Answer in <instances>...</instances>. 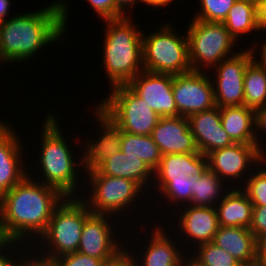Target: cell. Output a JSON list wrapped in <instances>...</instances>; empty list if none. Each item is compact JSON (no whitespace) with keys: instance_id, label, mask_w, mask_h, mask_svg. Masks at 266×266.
Here are the masks:
<instances>
[{"instance_id":"6da1fadb","label":"cell","mask_w":266,"mask_h":266,"mask_svg":"<svg viewBox=\"0 0 266 266\" xmlns=\"http://www.w3.org/2000/svg\"><path fill=\"white\" fill-rule=\"evenodd\" d=\"M65 198L59 190L27 175L0 197V239L21 242L25 250L31 247Z\"/></svg>"},{"instance_id":"7a4b0ae2","label":"cell","mask_w":266,"mask_h":266,"mask_svg":"<svg viewBox=\"0 0 266 266\" xmlns=\"http://www.w3.org/2000/svg\"><path fill=\"white\" fill-rule=\"evenodd\" d=\"M65 0L0 22V63H21L42 47L64 38L68 14Z\"/></svg>"},{"instance_id":"3957f363","label":"cell","mask_w":266,"mask_h":266,"mask_svg":"<svg viewBox=\"0 0 266 266\" xmlns=\"http://www.w3.org/2000/svg\"><path fill=\"white\" fill-rule=\"evenodd\" d=\"M59 126V120L55 114L47 115L40 132L42 142L41 148H39V161L37 160L39 162L37 165L41 169L38 174L40 173L39 177L40 175L42 177L40 180L36 176L33 178L31 174L28 175L36 181L39 180V182L59 190L65 197H81L84 193H78L79 188L77 187L80 185L78 181H81L80 178H82V176L79 177V174L84 172V169H81L83 168L82 157L78 158L79 161L74 159L76 152L74 153L71 149Z\"/></svg>"},{"instance_id":"277c9868","label":"cell","mask_w":266,"mask_h":266,"mask_svg":"<svg viewBox=\"0 0 266 266\" xmlns=\"http://www.w3.org/2000/svg\"><path fill=\"white\" fill-rule=\"evenodd\" d=\"M131 16L107 19L103 44V63L110 87L127 85L143 67V31Z\"/></svg>"},{"instance_id":"5b68a950","label":"cell","mask_w":266,"mask_h":266,"mask_svg":"<svg viewBox=\"0 0 266 266\" xmlns=\"http://www.w3.org/2000/svg\"><path fill=\"white\" fill-rule=\"evenodd\" d=\"M91 213L82 198L66 197L55 209L45 232L31 247L38 254L50 259L76 252L86 218ZM37 242L43 245H40L39 252V245H33Z\"/></svg>"},{"instance_id":"8992f818","label":"cell","mask_w":266,"mask_h":266,"mask_svg":"<svg viewBox=\"0 0 266 266\" xmlns=\"http://www.w3.org/2000/svg\"><path fill=\"white\" fill-rule=\"evenodd\" d=\"M167 23L142 38L143 67L152 73L179 75L190 71L187 34Z\"/></svg>"},{"instance_id":"52a82bcc","label":"cell","mask_w":266,"mask_h":266,"mask_svg":"<svg viewBox=\"0 0 266 266\" xmlns=\"http://www.w3.org/2000/svg\"><path fill=\"white\" fill-rule=\"evenodd\" d=\"M186 34L192 71L206 72L239 52H232L237 40L229 33L223 22L192 19Z\"/></svg>"},{"instance_id":"ba28073f","label":"cell","mask_w":266,"mask_h":266,"mask_svg":"<svg viewBox=\"0 0 266 266\" xmlns=\"http://www.w3.org/2000/svg\"><path fill=\"white\" fill-rule=\"evenodd\" d=\"M97 106L124 132L136 135H151L159 121V115L136 95L127 85L111 88Z\"/></svg>"},{"instance_id":"9c48e42d","label":"cell","mask_w":266,"mask_h":266,"mask_svg":"<svg viewBox=\"0 0 266 266\" xmlns=\"http://www.w3.org/2000/svg\"><path fill=\"white\" fill-rule=\"evenodd\" d=\"M87 176L89 183L86 187L89 185L90 195L88 192L89 197L82 195L80 198L94 214H107L117 217L120 215L118 212H126L129 208L131 210L133 203L138 201L135 200L137 197L141 199L142 195H147V191L145 192L134 180L107 175Z\"/></svg>"},{"instance_id":"30bf717a","label":"cell","mask_w":266,"mask_h":266,"mask_svg":"<svg viewBox=\"0 0 266 266\" xmlns=\"http://www.w3.org/2000/svg\"><path fill=\"white\" fill-rule=\"evenodd\" d=\"M243 48L235 55L222 60L214 68L215 104L219 108L244 105V74L248 64L255 58L258 47ZM255 55V56H254Z\"/></svg>"},{"instance_id":"8fae6325","label":"cell","mask_w":266,"mask_h":266,"mask_svg":"<svg viewBox=\"0 0 266 266\" xmlns=\"http://www.w3.org/2000/svg\"><path fill=\"white\" fill-rule=\"evenodd\" d=\"M206 157L208 169L216 173L224 183H227V181V184L232 182L231 184H234V188L237 184L233 182L237 180L238 184L241 182L244 185L249 174H251L252 170L256 169L254 165H260L266 158L259 151L257 144L240 143L216 149L208 153ZM243 176H245L244 179ZM240 177H242V180Z\"/></svg>"},{"instance_id":"7c38bea8","label":"cell","mask_w":266,"mask_h":266,"mask_svg":"<svg viewBox=\"0 0 266 266\" xmlns=\"http://www.w3.org/2000/svg\"><path fill=\"white\" fill-rule=\"evenodd\" d=\"M110 216V218H109ZM112 215L91 213L85 221L79 241L78 252L104 260L107 264L125 253V245L118 241ZM116 236V238H115Z\"/></svg>"},{"instance_id":"4fadbf2b","label":"cell","mask_w":266,"mask_h":266,"mask_svg":"<svg viewBox=\"0 0 266 266\" xmlns=\"http://www.w3.org/2000/svg\"><path fill=\"white\" fill-rule=\"evenodd\" d=\"M172 90L178 116L189 117L216 106L213 83L205 71L174 75Z\"/></svg>"},{"instance_id":"5bb4252c","label":"cell","mask_w":266,"mask_h":266,"mask_svg":"<svg viewBox=\"0 0 266 266\" xmlns=\"http://www.w3.org/2000/svg\"><path fill=\"white\" fill-rule=\"evenodd\" d=\"M172 74L141 71L127 86L159 117H177L178 111L173 97Z\"/></svg>"},{"instance_id":"9a60e30c","label":"cell","mask_w":266,"mask_h":266,"mask_svg":"<svg viewBox=\"0 0 266 266\" xmlns=\"http://www.w3.org/2000/svg\"><path fill=\"white\" fill-rule=\"evenodd\" d=\"M96 121L101 126L98 140L96 138L85 141L82 162L84 172L95 170L103 161L121 150L122 129L96 106ZM93 140V141H92Z\"/></svg>"},{"instance_id":"2e32d148","label":"cell","mask_w":266,"mask_h":266,"mask_svg":"<svg viewBox=\"0 0 266 266\" xmlns=\"http://www.w3.org/2000/svg\"><path fill=\"white\" fill-rule=\"evenodd\" d=\"M150 136L162 155L198 152L188 117H160Z\"/></svg>"},{"instance_id":"e0dca14e","label":"cell","mask_w":266,"mask_h":266,"mask_svg":"<svg viewBox=\"0 0 266 266\" xmlns=\"http://www.w3.org/2000/svg\"><path fill=\"white\" fill-rule=\"evenodd\" d=\"M17 133L9 124L0 132V197L30 173L21 160L23 145Z\"/></svg>"},{"instance_id":"ac0fdd59","label":"cell","mask_w":266,"mask_h":266,"mask_svg":"<svg viewBox=\"0 0 266 266\" xmlns=\"http://www.w3.org/2000/svg\"><path fill=\"white\" fill-rule=\"evenodd\" d=\"M158 225H154L156 228L153 226L152 231L154 232H151L150 240H147L149 243H147L145 251L141 250L144 253L141 252L140 256L139 254L136 256L135 252L132 253V249L125 248V252L134 266H181L186 253L183 250L181 252L177 246L178 243L173 241V236L168 235L169 232H165L164 226ZM137 257L139 258L137 259Z\"/></svg>"},{"instance_id":"d6986e66","label":"cell","mask_w":266,"mask_h":266,"mask_svg":"<svg viewBox=\"0 0 266 266\" xmlns=\"http://www.w3.org/2000/svg\"><path fill=\"white\" fill-rule=\"evenodd\" d=\"M189 125L198 151L208 153L234 144L221 124L220 108H214L188 117Z\"/></svg>"},{"instance_id":"ffe728a7","label":"cell","mask_w":266,"mask_h":266,"mask_svg":"<svg viewBox=\"0 0 266 266\" xmlns=\"http://www.w3.org/2000/svg\"><path fill=\"white\" fill-rule=\"evenodd\" d=\"M178 207L184 208H177L179 209L178 212H180V214L178 215L180 216L176 219L179 223H177L178 226L176 227H179V229H177L179 232H183L181 236L187 237L189 241H192L190 243V245H192H188L189 249H191L190 247L194 248L193 243L194 246L196 245L197 247L201 244L212 242L219 228L215 207L192 205ZM180 209H182V211H180Z\"/></svg>"},{"instance_id":"44dd1931","label":"cell","mask_w":266,"mask_h":266,"mask_svg":"<svg viewBox=\"0 0 266 266\" xmlns=\"http://www.w3.org/2000/svg\"><path fill=\"white\" fill-rule=\"evenodd\" d=\"M84 173H87L84 174V176L107 175L127 178L137 182L144 190H146L145 188H147L148 185H153L154 179V171L144 161L126 155L121 150L103 161L95 170H89Z\"/></svg>"},{"instance_id":"7402d4cb","label":"cell","mask_w":266,"mask_h":266,"mask_svg":"<svg viewBox=\"0 0 266 266\" xmlns=\"http://www.w3.org/2000/svg\"><path fill=\"white\" fill-rule=\"evenodd\" d=\"M208 169L206 155L181 153L162 155L159 166L154 170L155 181H173L201 176Z\"/></svg>"},{"instance_id":"603a6c76","label":"cell","mask_w":266,"mask_h":266,"mask_svg":"<svg viewBox=\"0 0 266 266\" xmlns=\"http://www.w3.org/2000/svg\"><path fill=\"white\" fill-rule=\"evenodd\" d=\"M212 242L242 265H255L257 239L249 228L219 226Z\"/></svg>"},{"instance_id":"cb8c5ba5","label":"cell","mask_w":266,"mask_h":266,"mask_svg":"<svg viewBox=\"0 0 266 266\" xmlns=\"http://www.w3.org/2000/svg\"><path fill=\"white\" fill-rule=\"evenodd\" d=\"M227 186L229 189L215 205L219 226L249 228L252 222V202L241 188H233L231 184Z\"/></svg>"},{"instance_id":"d4e9b609","label":"cell","mask_w":266,"mask_h":266,"mask_svg":"<svg viewBox=\"0 0 266 266\" xmlns=\"http://www.w3.org/2000/svg\"><path fill=\"white\" fill-rule=\"evenodd\" d=\"M221 124L234 143L257 144L255 110L244 105L220 108Z\"/></svg>"},{"instance_id":"484cf974","label":"cell","mask_w":266,"mask_h":266,"mask_svg":"<svg viewBox=\"0 0 266 266\" xmlns=\"http://www.w3.org/2000/svg\"><path fill=\"white\" fill-rule=\"evenodd\" d=\"M223 24L237 41L241 35L261 31L257 19V1L237 0Z\"/></svg>"},{"instance_id":"4316f807","label":"cell","mask_w":266,"mask_h":266,"mask_svg":"<svg viewBox=\"0 0 266 266\" xmlns=\"http://www.w3.org/2000/svg\"><path fill=\"white\" fill-rule=\"evenodd\" d=\"M226 185L216 173L209 169L201 176H193L192 200L190 205L215 207L227 192L228 188H226Z\"/></svg>"},{"instance_id":"83f0119b","label":"cell","mask_w":266,"mask_h":266,"mask_svg":"<svg viewBox=\"0 0 266 266\" xmlns=\"http://www.w3.org/2000/svg\"><path fill=\"white\" fill-rule=\"evenodd\" d=\"M266 105V68L255 57L244 74V106L257 110Z\"/></svg>"},{"instance_id":"f1b7e54d","label":"cell","mask_w":266,"mask_h":266,"mask_svg":"<svg viewBox=\"0 0 266 266\" xmlns=\"http://www.w3.org/2000/svg\"><path fill=\"white\" fill-rule=\"evenodd\" d=\"M121 151L144 161L153 171L159 166L162 154L150 135H136L127 132L121 136Z\"/></svg>"},{"instance_id":"f546056e","label":"cell","mask_w":266,"mask_h":266,"mask_svg":"<svg viewBox=\"0 0 266 266\" xmlns=\"http://www.w3.org/2000/svg\"><path fill=\"white\" fill-rule=\"evenodd\" d=\"M153 187L149 190L157 188L162 197L167 200L168 204L177 206V203L181 206L190 205L192 200V189H193V176L188 179H173V181H156L153 182ZM153 188V189H152ZM163 194V195H162ZM167 198V199H166ZM183 201V202H182ZM173 203V204H172Z\"/></svg>"},{"instance_id":"4dcf8cb0","label":"cell","mask_w":266,"mask_h":266,"mask_svg":"<svg viewBox=\"0 0 266 266\" xmlns=\"http://www.w3.org/2000/svg\"><path fill=\"white\" fill-rule=\"evenodd\" d=\"M196 251H195V250ZM190 256L202 266H241L228 252L224 251L213 242L194 247ZM195 252V253H194Z\"/></svg>"},{"instance_id":"1f68e13d","label":"cell","mask_w":266,"mask_h":266,"mask_svg":"<svg viewBox=\"0 0 266 266\" xmlns=\"http://www.w3.org/2000/svg\"><path fill=\"white\" fill-rule=\"evenodd\" d=\"M254 172L247 177L244 186L239 185L248 196L253 207L266 206V158L261 162ZM262 166V167H261ZM261 167V168H260Z\"/></svg>"},{"instance_id":"d6a6232c","label":"cell","mask_w":266,"mask_h":266,"mask_svg":"<svg viewBox=\"0 0 266 266\" xmlns=\"http://www.w3.org/2000/svg\"><path fill=\"white\" fill-rule=\"evenodd\" d=\"M200 12H195L193 19L205 22H223L229 10L237 0H199Z\"/></svg>"},{"instance_id":"836d02e7","label":"cell","mask_w":266,"mask_h":266,"mask_svg":"<svg viewBox=\"0 0 266 266\" xmlns=\"http://www.w3.org/2000/svg\"><path fill=\"white\" fill-rule=\"evenodd\" d=\"M19 245L22 246L21 242L18 241H14V240H8V239H0V266H21L22 265V260L20 258H23L21 255L24 254H19L24 253L25 251L23 250L22 247H20ZM15 246V247H14ZM19 246V248H18ZM10 247V248H9ZM14 247V248H13ZM17 247V248H16ZM22 248L19 252H17L18 254L16 256H18V258H16V256H14L16 254V249H20ZM5 249V250H3ZM8 249V250H7ZM10 249V250H9ZM12 249V250H11ZM15 249V250H14ZM13 253H8V251H13ZM6 251V252H5ZM15 253V254H14ZM13 255V256H11ZM20 255V256H19ZM14 257V258H13ZM14 259V260H13ZM17 259V260H16Z\"/></svg>"},{"instance_id":"e575fe53","label":"cell","mask_w":266,"mask_h":266,"mask_svg":"<svg viewBox=\"0 0 266 266\" xmlns=\"http://www.w3.org/2000/svg\"><path fill=\"white\" fill-rule=\"evenodd\" d=\"M60 266H105L107 263L76 251L55 259Z\"/></svg>"},{"instance_id":"d590c367","label":"cell","mask_w":266,"mask_h":266,"mask_svg":"<svg viewBox=\"0 0 266 266\" xmlns=\"http://www.w3.org/2000/svg\"><path fill=\"white\" fill-rule=\"evenodd\" d=\"M102 20L116 19L126 15L116 6L115 0H87Z\"/></svg>"},{"instance_id":"8d00e7d4","label":"cell","mask_w":266,"mask_h":266,"mask_svg":"<svg viewBox=\"0 0 266 266\" xmlns=\"http://www.w3.org/2000/svg\"><path fill=\"white\" fill-rule=\"evenodd\" d=\"M249 229L257 240L266 233V206L253 207Z\"/></svg>"},{"instance_id":"74e56055","label":"cell","mask_w":266,"mask_h":266,"mask_svg":"<svg viewBox=\"0 0 266 266\" xmlns=\"http://www.w3.org/2000/svg\"><path fill=\"white\" fill-rule=\"evenodd\" d=\"M30 248H32V247L28 246L26 249L27 251H29L30 254L28 252L26 253V251L24 252V255H26V256L23 255V258H22L23 260H22L21 266H60L59 263L55 259L46 258V257L38 254L35 251L33 253L32 252L33 250ZM25 257H27V258H25Z\"/></svg>"},{"instance_id":"f35d334b","label":"cell","mask_w":266,"mask_h":266,"mask_svg":"<svg viewBox=\"0 0 266 266\" xmlns=\"http://www.w3.org/2000/svg\"><path fill=\"white\" fill-rule=\"evenodd\" d=\"M255 120H256V138H257V147L259 151L266 157V147L264 148L262 145V137H258L259 131H261V134L266 135V105L263 107L258 108L255 111ZM264 131V132H263ZM260 139V140H259ZM261 143V144H259Z\"/></svg>"},{"instance_id":"ab89813d","label":"cell","mask_w":266,"mask_h":266,"mask_svg":"<svg viewBox=\"0 0 266 266\" xmlns=\"http://www.w3.org/2000/svg\"><path fill=\"white\" fill-rule=\"evenodd\" d=\"M255 266H266V233L257 240Z\"/></svg>"},{"instance_id":"60d3db41","label":"cell","mask_w":266,"mask_h":266,"mask_svg":"<svg viewBox=\"0 0 266 266\" xmlns=\"http://www.w3.org/2000/svg\"><path fill=\"white\" fill-rule=\"evenodd\" d=\"M257 19L263 29L266 26V0H257Z\"/></svg>"},{"instance_id":"b9f144b4","label":"cell","mask_w":266,"mask_h":266,"mask_svg":"<svg viewBox=\"0 0 266 266\" xmlns=\"http://www.w3.org/2000/svg\"><path fill=\"white\" fill-rule=\"evenodd\" d=\"M141 2V0H115L116 6L126 15L129 16L130 14L128 11L135 7V3ZM127 10V11H126Z\"/></svg>"},{"instance_id":"7bdbcfd3","label":"cell","mask_w":266,"mask_h":266,"mask_svg":"<svg viewBox=\"0 0 266 266\" xmlns=\"http://www.w3.org/2000/svg\"><path fill=\"white\" fill-rule=\"evenodd\" d=\"M105 266H134L131 259L128 257L126 252L120 256L117 260L106 264Z\"/></svg>"},{"instance_id":"ee69618b","label":"cell","mask_w":266,"mask_h":266,"mask_svg":"<svg viewBox=\"0 0 266 266\" xmlns=\"http://www.w3.org/2000/svg\"><path fill=\"white\" fill-rule=\"evenodd\" d=\"M11 0H0V22L5 21L11 7Z\"/></svg>"},{"instance_id":"f6af8a7d","label":"cell","mask_w":266,"mask_h":266,"mask_svg":"<svg viewBox=\"0 0 266 266\" xmlns=\"http://www.w3.org/2000/svg\"><path fill=\"white\" fill-rule=\"evenodd\" d=\"M174 0H141V3H145L148 6L151 7H166L168 6L171 2H173Z\"/></svg>"},{"instance_id":"bcb514c9","label":"cell","mask_w":266,"mask_h":266,"mask_svg":"<svg viewBox=\"0 0 266 266\" xmlns=\"http://www.w3.org/2000/svg\"><path fill=\"white\" fill-rule=\"evenodd\" d=\"M266 39V37H265ZM260 45V59H257L266 68V40Z\"/></svg>"},{"instance_id":"7dc6e473","label":"cell","mask_w":266,"mask_h":266,"mask_svg":"<svg viewBox=\"0 0 266 266\" xmlns=\"http://www.w3.org/2000/svg\"><path fill=\"white\" fill-rule=\"evenodd\" d=\"M181 266H202V265L199 264L196 260H194L190 255H187L183 258Z\"/></svg>"},{"instance_id":"c3c4849f","label":"cell","mask_w":266,"mask_h":266,"mask_svg":"<svg viewBox=\"0 0 266 266\" xmlns=\"http://www.w3.org/2000/svg\"><path fill=\"white\" fill-rule=\"evenodd\" d=\"M7 122H5V121H0V132L9 124V123H7Z\"/></svg>"},{"instance_id":"681fc988","label":"cell","mask_w":266,"mask_h":266,"mask_svg":"<svg viewBox=\"0 0 266 266\" xmlns=\"http://www.w3.org/2000/svg\"><path fill=\"white\" fill-rule=\"evenodd\" d=\"M263 31H264V33L266 32V26L263 29H261L260 32H263Z\"/></svg>"}]
</instances>
